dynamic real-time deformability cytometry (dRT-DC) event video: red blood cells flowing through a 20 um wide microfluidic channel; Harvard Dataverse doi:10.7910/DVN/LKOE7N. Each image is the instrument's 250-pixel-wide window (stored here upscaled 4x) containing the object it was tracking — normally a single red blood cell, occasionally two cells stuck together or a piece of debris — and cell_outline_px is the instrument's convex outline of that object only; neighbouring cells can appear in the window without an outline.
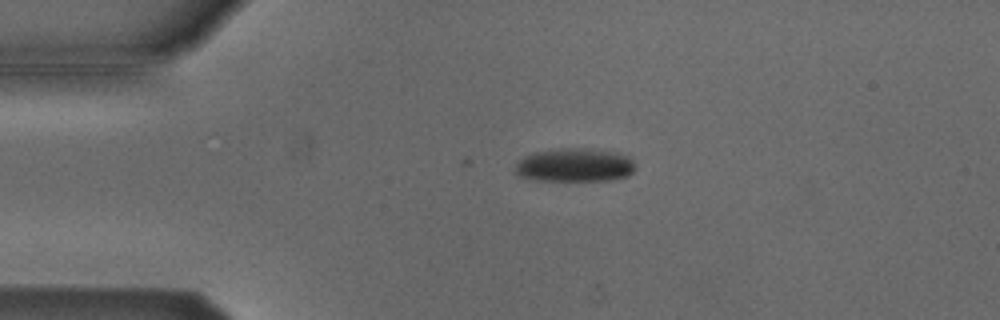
{"species": "Egyptian fruit bat (a non-hibernating species)", "species_latin": "Rousettus aegyptiacus", "temperature_condition": "cold", "stored_images_in_passage": 4, "camera_frame_rate_fps": 3000, "um_per_image_px": 0.085, "animal": {"sex": "male"}, "frame": {"image": 1, "passage_image": 3, "time_ms": 0.667, "image_size_px": [1000, 320], "cell_outline_px": [[632, 172], [628, 176], [608, 180], [536, 180], [520, 176], [516, 172], [516, 164], [524, 156], [532, 152], [560, 148], [592, 148], [616, 152], [628, 156], [632, 160]], "centroid_in_image_um": [48.83, 14.01], "position_along_channel_um": 36.2, "area_um2": 23.35}}